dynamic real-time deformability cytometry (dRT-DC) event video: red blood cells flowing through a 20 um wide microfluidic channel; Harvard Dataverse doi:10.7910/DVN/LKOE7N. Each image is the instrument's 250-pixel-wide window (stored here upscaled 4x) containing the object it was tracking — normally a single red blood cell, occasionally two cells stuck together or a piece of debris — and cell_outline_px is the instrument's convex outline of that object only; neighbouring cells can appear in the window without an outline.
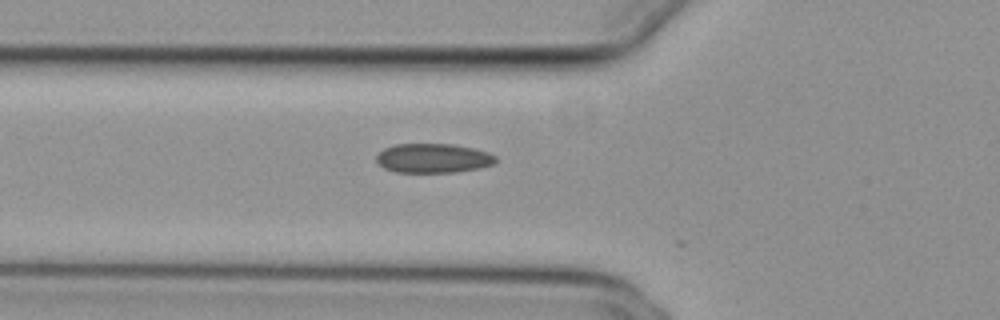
{"species": "common noctule bat (a hibernating species)", "species_latin": "Nyctalus noctula", "temperature_condition": "cold", "stored_images_in_passage": 7, "camera_frame_rate_fps": 3000, "um_per_image_px": 0.085, "animal": {"sex": "female", "body_mass_g": 29.2, "forearm_length_mm": 56.3}, "frame": {"image": 1, "passage_image": 2, "time_ms": 0.333, "image_size_px": [1000, 320], "cell_outline_px": [[496, 160], [492, 164], [480, 168], [456, 172], [396, 172], [384, 168], [376, 160], [376, 156], [384, 148], [396, 144], [452, 144], [472, 148], [488, 152], [496, 156]], "centroid_in_image_um": [36.81, 13.45], "position_along_channel_um": 89.0, "area_um2": 20.29}}
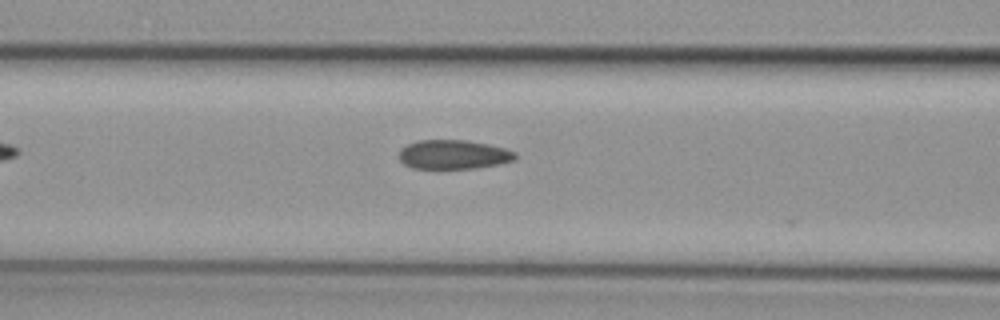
{"frame": {"image": 2, "passage_image": 5, "time_ms": 1.333, "image_size_px": [1000, 320], "cell_outline_px": [[516, 160], [500, 164], [476, 168], [412, 168], [404, 164], [400, 160], [400, 148], [408, 144], [420, 140], [464, 140], [488, 144], [504, 148], [516, 152]], "centroid_in_image_um": [38.57, 13.13], "position_along_channel_um": 128.0, "area_um2": 19.71}}